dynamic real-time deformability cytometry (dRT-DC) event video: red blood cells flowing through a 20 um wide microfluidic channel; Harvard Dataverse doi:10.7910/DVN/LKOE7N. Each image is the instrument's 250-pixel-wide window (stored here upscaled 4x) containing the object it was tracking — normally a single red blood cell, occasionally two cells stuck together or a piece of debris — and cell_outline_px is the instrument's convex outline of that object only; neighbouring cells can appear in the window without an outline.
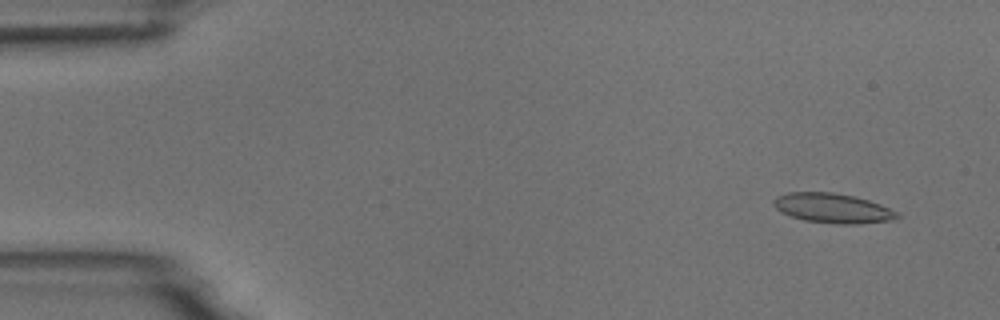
{"species": "common noctule bat (a hibernating species)", "species_latin": "Nyctalus noctula", "temperature_condition": "room temperature", "stored_images_in_passage": 6, "camera_frame_rate_fps": 3000, "um_per_image_px": 0.085, "animal": {"sex": "male", "body_mass_g": 18.8}, "frame": {"image": 1, "passage_image": 1, "time_ms": 0.0, "image_size_px": [1000, 320], "cell_outline_px": [[900, 216], [892, 220], [856, 224], [836, 224], [804, 220], [780, 212], [772, 204], [772, 200], [776, 196], [788, 192], [832, 192], [852, 196], [868, 200], [880, 204], [900, 212]], "centroid_in_image_um": [70.77, 17.69], "position_along_channel_um": 14.2, "area_um2": 21.44}}
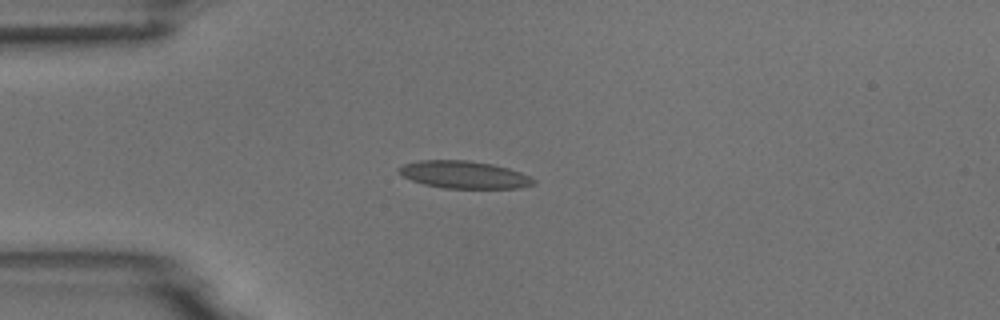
{"frame": {"image": 2, "passage_image": 4, "time_ms": 3.333, "image_size_px": [1000, 320], "cell_outline_px": [[536, 184], [520, 188], [444, 188], [424, 184], [412, 180], [404, 176], [396, 168], [404, 164], [420, 160], [468, 160], [492, 164], [508, 168], [520, 172], [536, 180]], "centroid_in_image_um": [39.47, 14.85], "position_along_channel_um": 45.5, "area_um2": 21.44}}
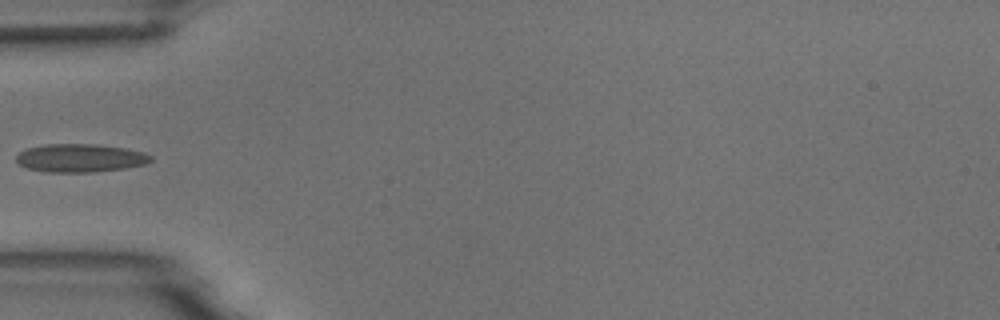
{"frame": {"image": 3, "passage_image": 5, "time_ms": 4.667, "image_size_px": [1000, 320], "cell_outline_px": [[152, 160], [144, 164], [124, 168], [96, 172], [48, 172], [28, 168], [20, 164], [16, 160], [16, 156], [20, 152], [28, 148], [44, 144], [96, 144], [124, 148], [144, 152], [152, 156]], "centroid_in_image_um": [6.82, 13.43], "position_along_channel_um": 78.2, "area_um2": 22.02}}